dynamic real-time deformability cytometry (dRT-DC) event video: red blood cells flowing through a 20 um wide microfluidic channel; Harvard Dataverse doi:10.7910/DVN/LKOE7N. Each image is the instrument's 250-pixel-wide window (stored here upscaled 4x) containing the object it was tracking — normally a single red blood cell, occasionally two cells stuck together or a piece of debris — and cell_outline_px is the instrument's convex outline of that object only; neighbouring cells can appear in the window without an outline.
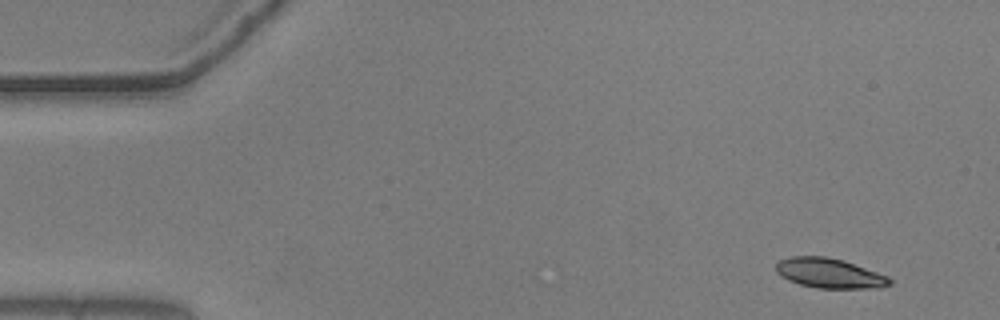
{"species": "common noctule bat (a hibernating species)", "species_latin": "Nyctalus noctula", "temperature_condition": "warm", "stored_images_in_passage": 52, "camera_frame_rate_fps": 3000, "um_per_image_px": 0.085, "animal": {"sex": "male", "body_mass_g": 20.5, "forearm_length_mm": 52.5}, "frame": {"image": 1, "passage_image": 1, "time_ms": 0.0, "image_size_px": [1000, 320], "cell_outline_px": [[892, 284], [880, 288], [816, 288], [800, 284], [788, 280], [780, 276], [776, 272], [776, 264], [780, 260], [792, 256], [824, 256], [844, 260], [888, 276], [892, 280]], "centroid_in_image_um": [70.51, 23.22], "position_along_channel_um": 14.5, "area_um2": 19.83}}
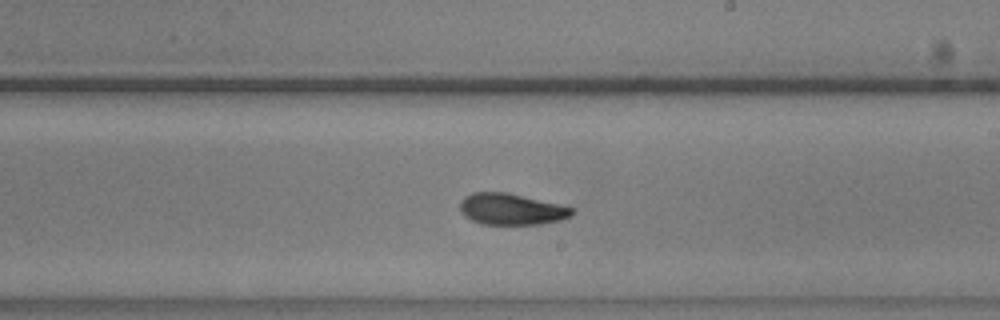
{"frame": {"image": 2, "passage_image": 29, "time_ms": 9.333, "image_size_px": [1000, 320], "cell_outline_px": [[576, 212], [572, 216], [560, 220], [540, 224], [484, 224], [472, 220], [464, 216], [460, 212], [460, 200], [464, 196], [472, 192], [508, 192], [560, 204], [576, 208]], "centroid_in_image_um": [43.49, 17.77], "position_along_channel_um": 245.5, "area_um2": 20.75}}
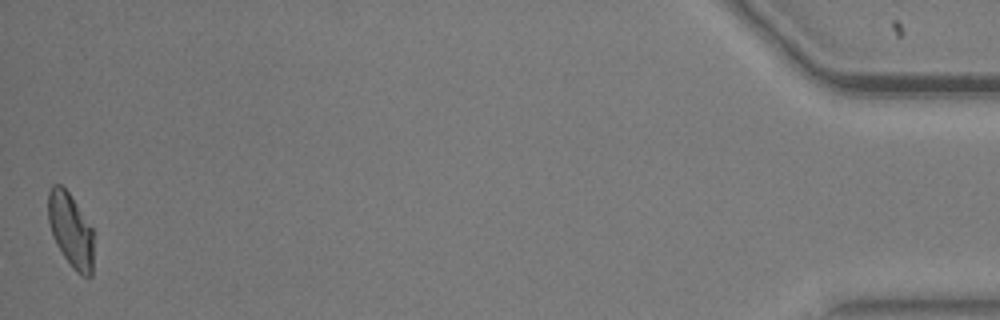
{"frame": {"image": 3, "passage_image": 52, "time_ms": 17.0, "image_size_px": [1000, 320], "cell_outline_px": [[92, 276], [84, 276], [76, 272], [72, 268], [56, 244], [52, 236], [48, 220], [48, 192], [52, 184], [60, 184], [68, 192], [92, 228]], "centroid_in_image_um": [5.98, 19.56], "position_along_channel_um": 429.2, "area_um2": 19.36}, "authors_computed_cell_mechanics": {"area_um2": 20.4034, "velocity_mm_per_s": 3.6477, "shape_relaxation_time_tau1_ms": 4.5116, "shape_relaxation_time_tau2_ms": 2.6973, "deformation_change_tau1": 0.141, "deformation_change_tau2": 0.0782}}